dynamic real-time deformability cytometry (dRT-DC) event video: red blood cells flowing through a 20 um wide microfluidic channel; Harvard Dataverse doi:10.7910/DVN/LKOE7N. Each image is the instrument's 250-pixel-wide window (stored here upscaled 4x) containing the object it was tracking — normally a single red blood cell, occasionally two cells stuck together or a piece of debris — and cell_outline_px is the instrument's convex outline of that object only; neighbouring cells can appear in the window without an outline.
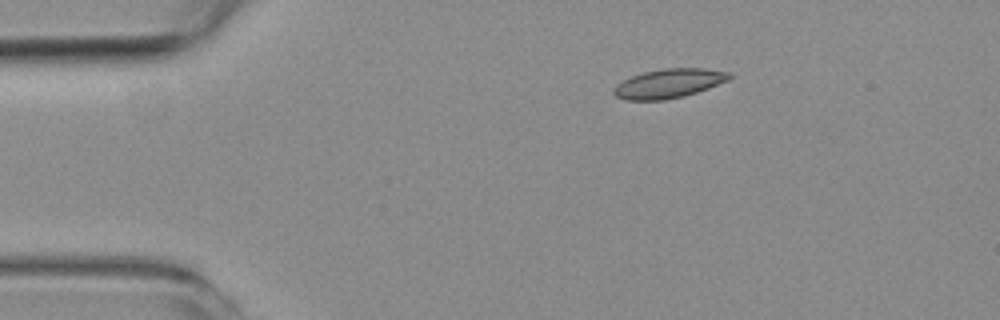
{"species": "common noctule bat (a hibernating species)", "species_latin": "Nyctalus noctula", "temperature_condition": "room temperature", "stored_images_in_passage": 4, "camera_frame_rate_fps": 3000, "um_per_image_px": 0.085, "animal": {"sex": "female", "body_mass_g": 19.3, "forearm_length_mm": 54.1}, "frame": {"image": 1, "passage_image": 1, "time_ms": 0.0, "image_size_px": [1000, 320], "cell_outline_px": [[732, 76], [728, 80], [708, 88], [684, 96], [664, 100], [624, 100], [616, 96], [612, 92], [612, 88], [616, 84], [632, 76], [644, 72], [664, 68], [704, 68], [732, 72]], "centroid_in_image_um": [56.84, 7.09], "position_along_channel_um": 28.2, "area_um2": 19.71}}
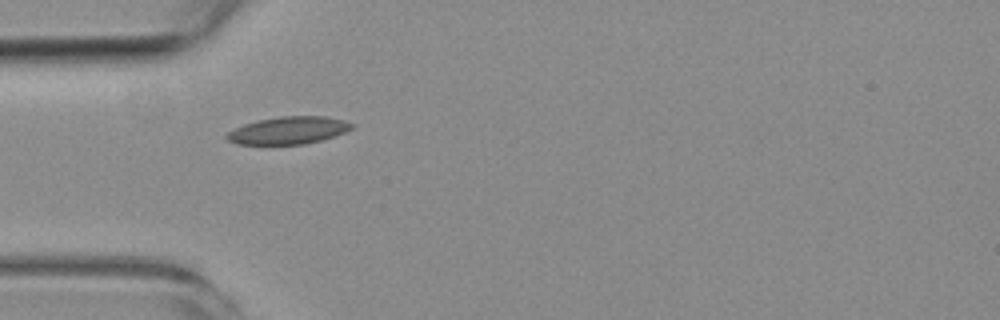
{"frame": {"image": 2, "passage_image": 3, "time_ms": 2.333, "image_size_px": [1000, 320], "cell_outline_px": [[356, 124], [352, 128], [344, 132], [320, 140], [304, 144], [236, 144], [228, 140], [224, 136], [228, 132], [244, 124], [260, 120], [280, 116], [324, 116], [344, 120]], "centroid_in_image_um": [24.52, 11.08], "position_along_channel_um": 60.5, "area_um2": 19.77}}
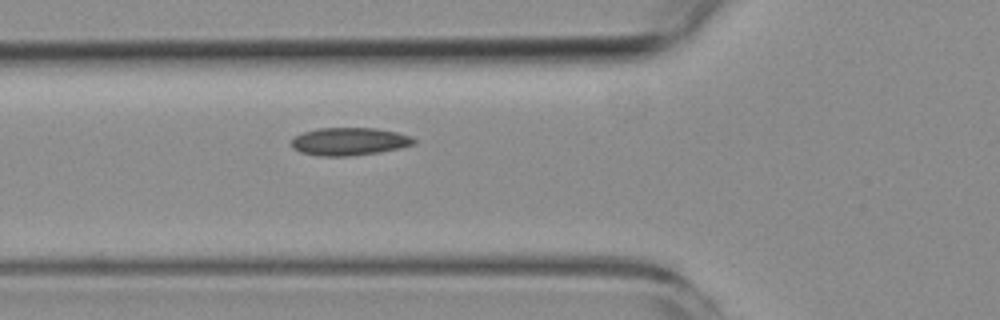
{"frame": {"image": 3, "passage_image": 4, "time_ms": 3.333, "image_size_px": [1000, 320], "cell_outline_px": [[416, 144], [400, 148], [380, 152], [352, 156], [320, 156], [300, 152], [292, 148], [292, 140], [296, 136], [304, 132], [316, 128], [376, 128], [396, 132], [412, 136], [416, 140]], "centroid_in_image_um": [29.72, 12.03], "position_along_channel_um": 96.1, "area_um2": 19.94}}